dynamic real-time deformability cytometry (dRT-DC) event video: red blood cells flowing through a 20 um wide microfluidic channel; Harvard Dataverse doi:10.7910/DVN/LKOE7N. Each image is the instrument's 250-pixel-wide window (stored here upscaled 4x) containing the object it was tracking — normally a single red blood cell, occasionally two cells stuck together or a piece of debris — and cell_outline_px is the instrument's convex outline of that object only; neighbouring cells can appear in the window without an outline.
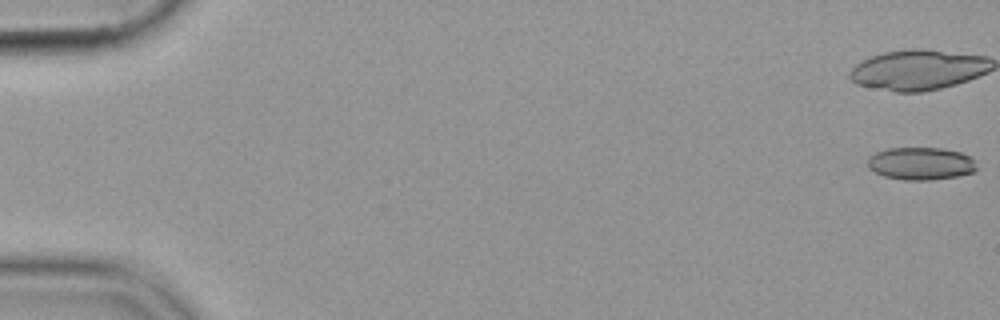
{"species": "common noctule bat (a hibernating species)", "species_latin": "Nyctalus noctula", "temperature_condition": "cold", "stored_images_in_passage": 55, "camera_frame_rate_fps": 3000, "um_per_image_px": 0.085, "animal": {"sex": "female", "body_mass_g": 19.9}, "frame": {"image": 1, "passage_image": 1, "time_ms": 0.0, "image_size_px": [1000, 320], "cell_outline_px": [[976, 168], [972, 172], [960, 176], [932, 180], [904, 180], [884, 176], [868, 168], [868, 156], [876, 152], [888, 148], [940, 148], [960, 152], [968, 156], [972, 160]], "centroid_in_image_um": [78.23, 13.91], "position_along_channel_um": 6.8, "area_um2": 20.63}}